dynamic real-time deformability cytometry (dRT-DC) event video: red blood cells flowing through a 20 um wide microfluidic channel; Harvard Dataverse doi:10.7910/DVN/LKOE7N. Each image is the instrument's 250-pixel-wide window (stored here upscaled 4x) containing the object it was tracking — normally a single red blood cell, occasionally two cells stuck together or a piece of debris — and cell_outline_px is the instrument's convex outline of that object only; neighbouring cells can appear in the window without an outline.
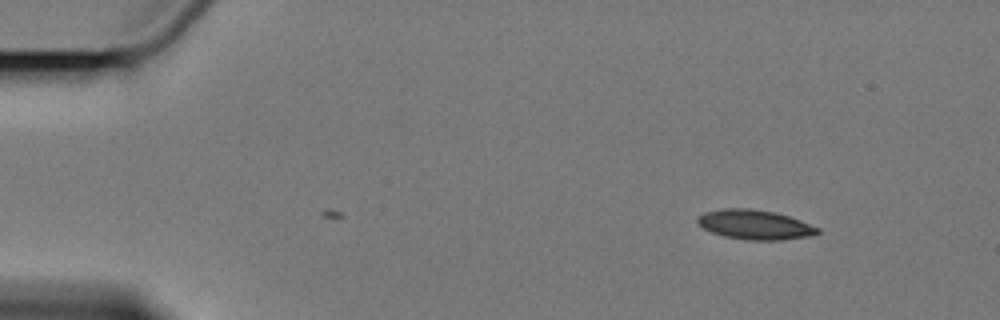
{"species": "Egyptian fruit bat (a non-hibernating species)", "species_latin": "Rousettus aegyptiacus", "temperature_condition": "cold", "stored_images_in_passage": 3, "camera_frame_rate_fps": 3000, "um_per_image_px": 0.085, "animal": {"sex": "female"}, "frame": {"image": 1, "passage_image": 3, "time_ms": 2.333, "image_size_px": [1000, 320], "cell_outline_px": [[820, 232], [808, 236], [780, 240], [748, 240], [724, 236], [712, 232], [704, 228], [696, 220], [704, 212], [724, 208], [752, 208], [776, 212], [800, 220], [820, 228]], "centroid_in_image_um": [64.17, 19.09], "position_along_channel_um": 20.8, "area_um2": 20.58}}